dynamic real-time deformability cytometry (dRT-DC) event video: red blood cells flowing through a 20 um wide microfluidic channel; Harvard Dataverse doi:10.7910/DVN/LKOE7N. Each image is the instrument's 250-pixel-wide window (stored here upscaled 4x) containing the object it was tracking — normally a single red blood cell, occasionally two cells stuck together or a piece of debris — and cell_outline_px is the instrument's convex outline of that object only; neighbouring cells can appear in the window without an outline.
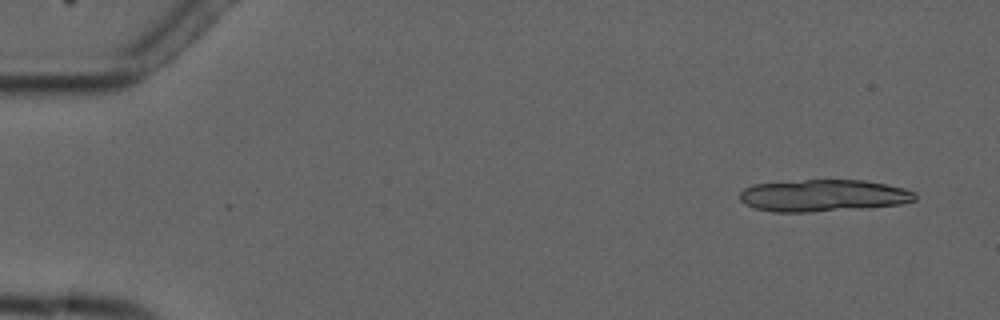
{"species": "common noctule bat (a hibernating species)", "species_latin": "Nyctalus noctula", "temperature_condition": "cold", "stored_images_in_passage": 6, "camera_frame_rate_fps": 3000, "um_per_image_px": 0.085, "animal": {"sex": "male", "forearm_length_mm": 52.5}, "frame": {"image": 1, "passage_image": 6, "time_ms": 6.0, "image_size_px": [1000, 320], "cell_outline_px": [[916, 200], [900, 204], [872, 208], [812, 212], [772, 212], [752, 208], [744, 204], [740, 200], [740, 192], [744, 188], [752, 184], [804, 180], [864, 180], [904, 188], [916, 192]], "centroid_in_image_um": [69.97, 16.64], "position_along_channel_um": 15.0, "area_um2": 33.12}}